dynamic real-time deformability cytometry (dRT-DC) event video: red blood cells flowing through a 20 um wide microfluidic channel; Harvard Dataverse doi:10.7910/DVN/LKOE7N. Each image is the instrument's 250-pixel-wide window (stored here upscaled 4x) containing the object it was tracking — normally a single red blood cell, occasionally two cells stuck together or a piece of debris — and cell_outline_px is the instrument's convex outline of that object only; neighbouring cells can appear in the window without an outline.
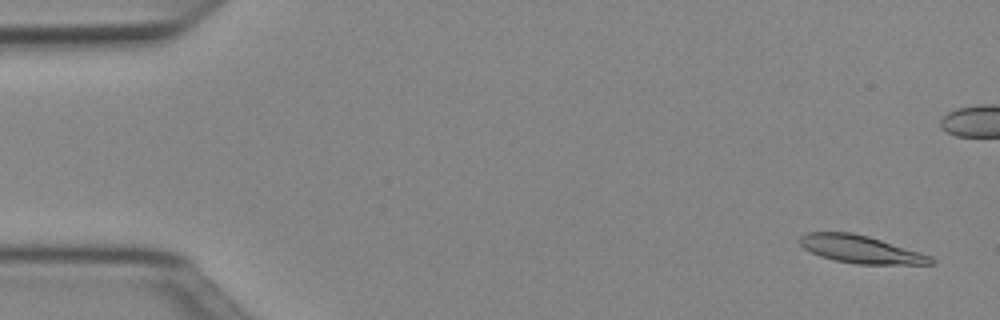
{"species": "Egyptian fruit bat (a non-hibernating species)", "species_latin": "Rousettus aegyptiacus", "temperature_condition": "cold", "stored_images_in_passage": 52, "camera_frame_rate_fps": 3000, "um_per_image_px": 0.085, "animal": {"sex": "female"}, "frame": {"image": 1, "passage_image": 3, "time_ms": 0.667, "image_size_px": [1000, 320], "cell_outline_px": [[936, 264], [856, 264], [836, 260], [820, 256], [804, 248], [800, 244], [800, 236], [808, 232], [852, 232], [868, 236], [920, 252], [932, 256], [936, 260]], "centroid_in_image_um": [73.19, 21.19], "position_along_channel_um": 11.8, "area_um2": 21.04}}
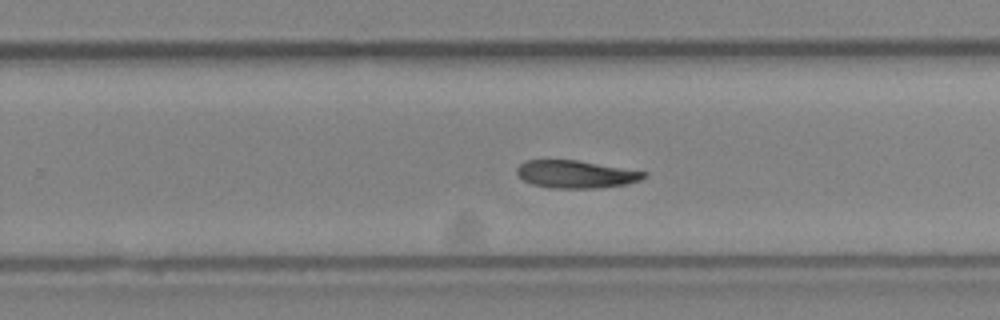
{"frame": {"image": 2, "passage_image": 33, "time_ms": 10.667, "image_size_px": [1000, 320], "cell_outline_px": [[648, 176], [640, 180], [628, 184], [600, 188], [548, 188], [532, 184], [524, 180], [516, 172], [516, 168], [524, 160], [576, 160], [648, 172]], "centroid_in_image_um": [48.97, 14.81], "position_along_channel_um": 280.8, "area_um2": 20.58}}
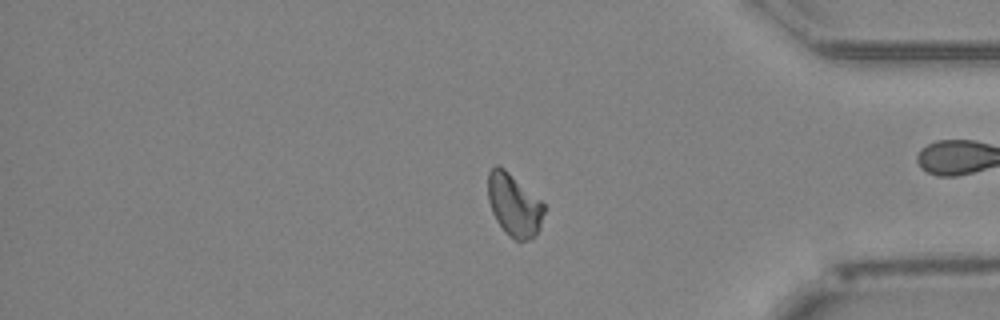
{"frame": {"image": 3, "passage_image": 43, "time_ms": 14.0, "image_size_px": [1000, 320], "cell_outline_px": [[544, 212], [540, 228], [536, 236], [532, 240], [516, 240], [496, 220], [492, 212], [488, 200], [488, 172], [496, 164], [504, 168], [540, 200], [544, 204]], "centroid_in_image_um": [43.7, 17.42], "position_along_channel_um": 391.5, "area_um2": 20.11}}